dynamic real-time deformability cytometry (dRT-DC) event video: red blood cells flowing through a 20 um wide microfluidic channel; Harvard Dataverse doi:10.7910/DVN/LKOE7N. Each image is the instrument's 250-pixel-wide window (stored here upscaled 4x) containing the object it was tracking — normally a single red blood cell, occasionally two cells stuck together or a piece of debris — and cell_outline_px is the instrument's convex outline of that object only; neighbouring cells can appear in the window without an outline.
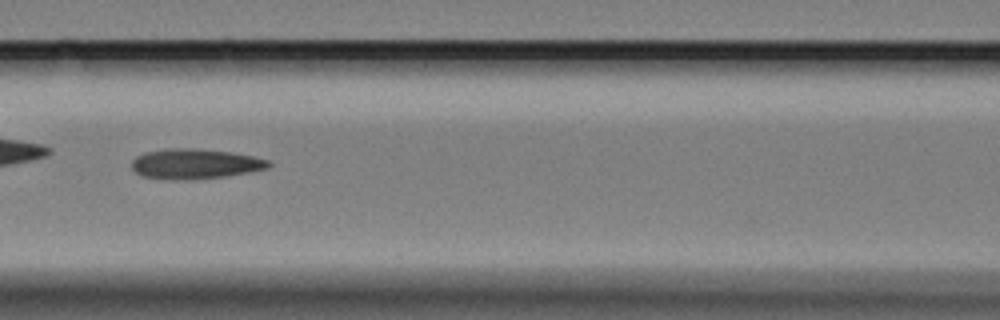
{"species": "Egyptian fruit bat (a non-hibernating species)", "species_latin": "Rousettus aegyptiacus", "temperature_condition": "cold", "stored_images_in_passage": 40, "camera_frame_rate_fps": 3000, "um_per_image_px": 0.085, "animal": {"sex": "female"}, "frame": {"image": 1, "passage_image": 12, "time_ms": 3.667, "image_size_px": [1000, 320], "cell_outline_px": [[272, 164], [268, 168], [248, 172], [224, 176], [172, 180], [144, 176], [136, 172], [132, 168], [132, 160], [136, 156], [144, 152], [164, 148], [196, 148], [232, 152], [256, 156], [268, 160]], "centroid_in_image_um": [16.58, 13.9], "position_along_channel_um": 150.0, "area_um2": 23.93}}
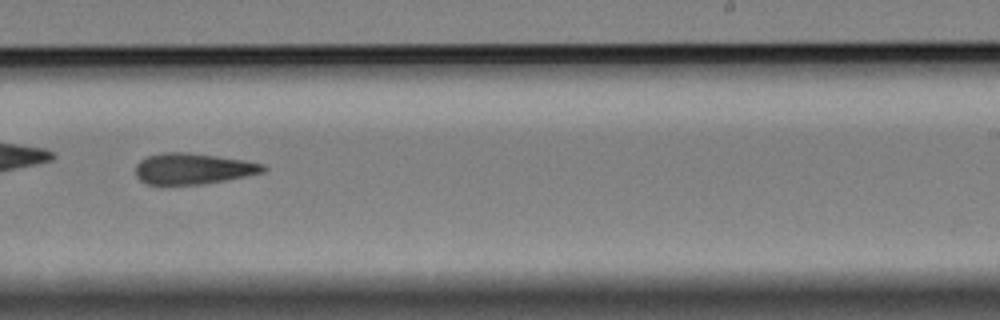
{"frame": {"image": 2, "passage_image": 23, "time_ms": 7.333, "image_size_px": [1000, 320], "cell_outline_px": [[268, 168], [264, 172], [224, 180], [200, 184], [148, 184], [140, 180], [136, 176], [136, 164], [140, 160], [148, 156], [160, 152], [188, 152], [244, 160], [264, 164]], "centroid_in_image_um": [16.39, 14.32], "position_along_channel_um": 272.6, "area_um2": 22.89}}